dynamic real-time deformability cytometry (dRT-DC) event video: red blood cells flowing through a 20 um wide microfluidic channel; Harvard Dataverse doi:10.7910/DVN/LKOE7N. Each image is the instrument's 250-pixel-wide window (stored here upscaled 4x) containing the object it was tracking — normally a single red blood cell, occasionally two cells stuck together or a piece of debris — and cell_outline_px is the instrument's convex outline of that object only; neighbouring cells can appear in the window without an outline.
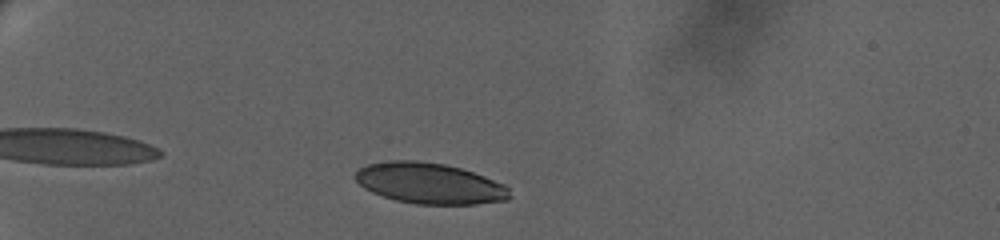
{"species": "human", "species_latin": "Homo sapiens", "temperature_condition": "warm", "stored_images_in_passage": 47, "camera_frame_rate_fps": 3000, "um_per_image_px": 0.085, "donor": {"sex": "female"}, "frame": {"image": 1, "passage_image": 6, "time_ms": 2.0, "image_size_px": [1000, 240], "cell_outline_px": [[512, 196], [508, 200], [476, 204], [416, 204], [396, 200], [372, 192], [364, 188], [352, 176], [360, 168], [368, 164], [388, 160], [416, 160], [444, 164], [460, 168], [484, 176], [504, 184], [508, 188]], "centroid_in_image_um": [36.51, 15.58], "position_along_channel_um": 48.5, "area_um2": 36.76}}
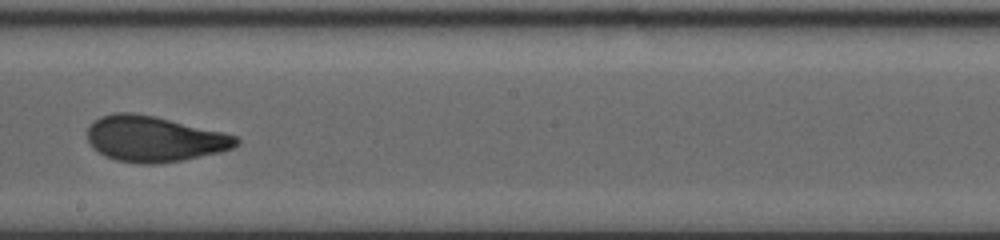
{"frame": {"image": 2, "passage_image": 26, "time_ms": 9.0, "image_size_px": [1000, 240], "cell_outline_px": [[240, 144], [232, 148], [220, 152], [184, 160], [156, 164], [140, 164], [116, 160], [104, 156], [92, 148], [88, 140], [88, 128], [100, 116], [112, 112], [132, 112], [156, 116], [224, 132], [236, 136], [240, 140]], "centroid_in_image_um": [13.11, 11.81], "position_along_channel_um": 235.1, "area_um2": 39.94}}
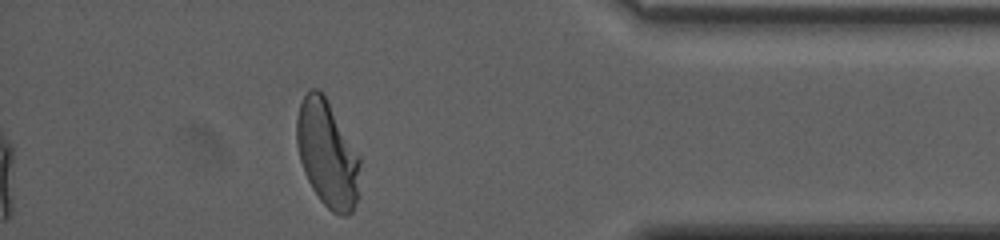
{"frame": {"image": 3, "passage_image": 43, "time_ms": 14.667, "image_size_px": [1000, 240], "cell_outline_px": [[360, 164], [356, 204], [352, 212], [348, 216], [340, 216], [332, 212], [320, 200], [312, 188], [304, 172], [300, 160], [296, 144], [296, 120], [300, 104], [308, 88], [320, 88], [360, 156]], "centroid_in_image_um": [27.81, 13.08], "position_along_channel_um": 407.4, "area_um2": 39.36}, "authors_computed_cell_mechanics": {"area_um2": 39.0728, "velocity_mm_per_s": 3.4405, "shape_relaxation_time_tau1_ms": 5.5257, "shape_relaxation_time_tau2_ms": 0.8315, "deformation_change_tau1": 0.2124, "deformation_change_tau2": 0.0652}}